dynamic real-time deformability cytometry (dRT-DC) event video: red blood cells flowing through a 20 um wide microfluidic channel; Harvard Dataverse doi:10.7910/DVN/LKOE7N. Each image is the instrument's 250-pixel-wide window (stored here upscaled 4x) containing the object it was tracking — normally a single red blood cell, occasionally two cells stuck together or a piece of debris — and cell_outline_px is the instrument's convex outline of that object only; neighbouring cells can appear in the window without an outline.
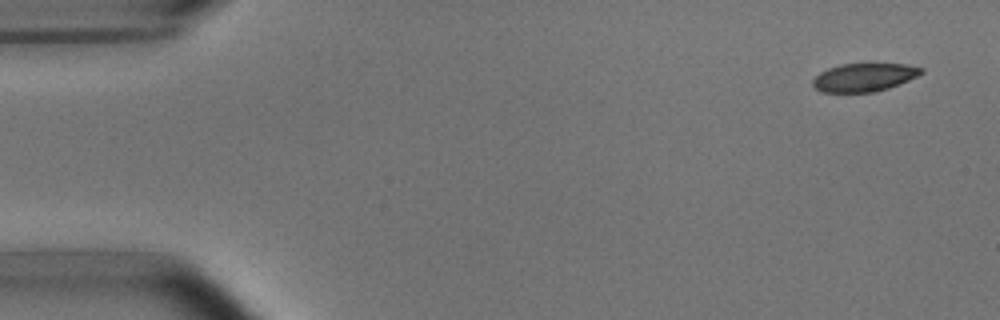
{"species": "common noctule bat (a hibernating species)", "species_latin": "Nyctalus noctula", "temperature_condition": "room temperature", "stored_images_in_passage": 5, "segment_of_instrument_passage": [1, 2], "camera_frame_rate_fps": 3000, "um_per_image_px": 0.085, "animal": {"sex": "male", "body_mass_g": 15.6}, "frame": {"image": 1, "passage_image": 1, "time_ms": 0.0, "image_size_px": [1000, 320], "cell_outline_px": [[924, 72], [908, 80], [888, 88], [876, 92], [820, 92], [812, 84], [812, 80], [820, 72], [828, 68], [840, 64], [904, 64], [924, 68]], "centroid_in_image_um": [73.43, 6.57], "position_along_channel_um": 11.6, "area_um2": 17.74}}